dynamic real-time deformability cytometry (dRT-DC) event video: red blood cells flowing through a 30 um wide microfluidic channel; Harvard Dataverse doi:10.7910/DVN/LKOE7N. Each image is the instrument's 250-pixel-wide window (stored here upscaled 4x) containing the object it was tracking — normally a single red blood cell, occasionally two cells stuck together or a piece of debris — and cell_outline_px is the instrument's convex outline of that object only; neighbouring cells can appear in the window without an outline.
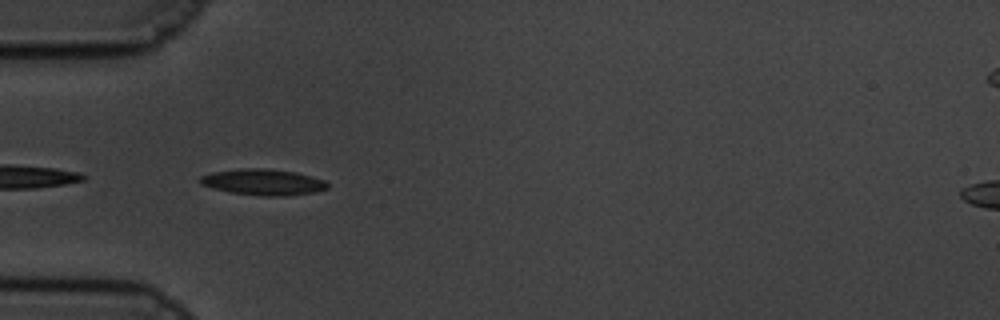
{"species": "common noctule bat (a hibernating species)", "species_latin": "Nyctalus noctula", "temperature_condition": "cold", "stored_images_in_passage": 43, "camera_frame_rate_fps": 3000, "um_per_image_px": 0.085, "animal": {"sex": "male", "body_mass_g": 19.5, "forearm_length_mm": 54.6}, "frame": {"image": 1, "passage_image": 2, "time_ms": 0.333, "image_size_px": [1000, 320], "cell_outline_px": [[328, 188], [316, 192], [284, 196], [264, 196], [232, 192], [200, 184], [200, 176], [212, 172], [240, 168], [264, 168], [296, 172], [312, 176], [324, 180], [328, 184]], "centroid_in_image_um": [22.4, 15.47], "position_along_channel_um": 62.6, "area_um2": 19.25}}
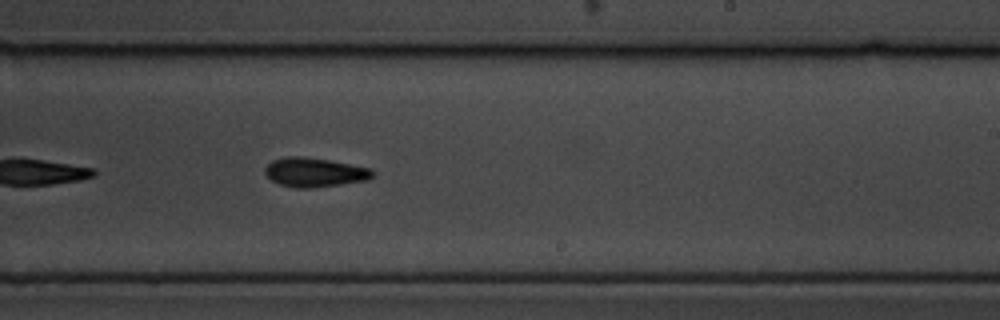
{"frame": {"image": 2, "passage_image": 20, "time_ms": 6.333, "image_size_px": [1000, 320], "cell_outline_px": [[372, 176], [368, 180], [312, 188], [296, 188], [280, 184], [272, 180], [264, 172], [264, 168], [272, 160], [284, 156], [300, 156], [328, 160], [372, 168]], "centroid_in_image_um": [26.71, 14.64], "position_along_channel_um": 262.3, "area_um2": 18.21}}
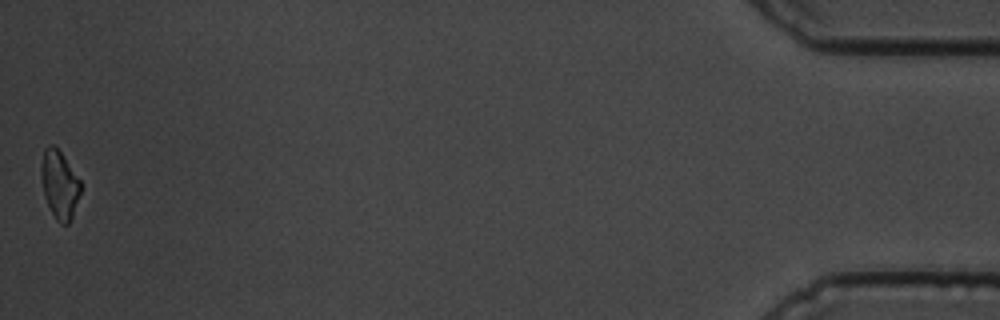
{"frame": {"image": 3, "passage_image": 43, "time_ms": 14.0, "image_size_px": [1000, 320], "cell_outline_px": [[84, 184], [72, 216], [68, 224], [60, 224], [56, 220], [44, 196], [40, 176], [40, 168], [44, 148], [48, 144], [52, 144], [60, 152]], "centroid_in_image_um": [5.06, 15.68], "position_along_channel_um": 430.1, "area_um2": 15.84}, "authors_computed_cell_mechanics": {"area_um2": 17.5712, "velocity_mm_per_s": 3.3732, "shape_relaxation_time_tau1_ms": 4.7228, "shape_relaxation_time_tau2_ms": 7.6249, "deformation_change_tau1": 0.1259, "deformation_change_tau2": 0.1378}}